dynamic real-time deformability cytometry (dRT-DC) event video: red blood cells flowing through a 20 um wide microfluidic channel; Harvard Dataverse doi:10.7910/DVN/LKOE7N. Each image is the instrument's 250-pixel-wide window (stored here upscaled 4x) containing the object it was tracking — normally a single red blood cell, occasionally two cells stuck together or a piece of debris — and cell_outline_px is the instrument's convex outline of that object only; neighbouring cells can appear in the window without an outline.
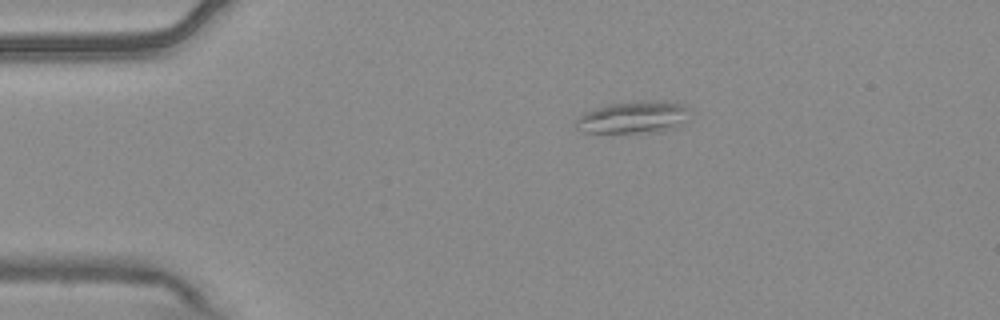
{"species": "common noctule bat (a hibernating species)", "species_latin": "Nyctalus noctula", "temperature_condition": "warm", "stored_images_in_passage": 3, "camera_frame_rate_fps": 3000, "um_per_image_px": 0.085, "animal": {"sex": "male", "body_mass_g": 20.4}, "frame": {"image": 1, "passage_image": 1, "time_ms": 0.0, "image_size_px": [1000, 320], "cell_outline_px": [[688, 120], [684, 124], [676, 128], [656, 132], [584, 132], [576, 128], [576, 120], [584, 112], [608, 104], [652, 100], [664, 100], [684, 104], [688, 108]], "centroid_in_image_um": [53.91, 9.96], "position_along_channel_um": 31.1, "area_um2": 21.44}}